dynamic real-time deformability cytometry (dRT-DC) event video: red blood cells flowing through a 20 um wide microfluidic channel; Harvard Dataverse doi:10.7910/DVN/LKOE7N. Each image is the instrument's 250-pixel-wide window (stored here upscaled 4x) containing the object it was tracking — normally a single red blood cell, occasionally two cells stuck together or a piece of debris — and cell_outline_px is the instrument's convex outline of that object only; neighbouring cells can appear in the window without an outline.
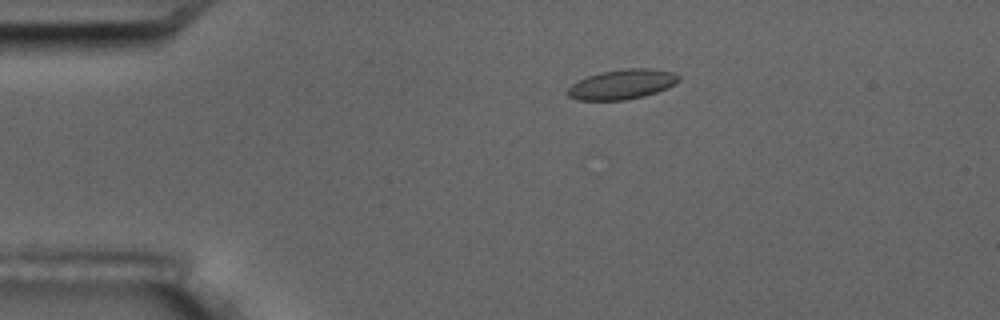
{"species": "common noctule bat (a hibernating species)", "species_latin": "Nyctalus noctula", "temperature_condition": "room temperature", "stored_images_in_passage": 5, "camera_frame_rate_fps": 3000, "um_per_image_px": 0.085, "animal": {"sex": "male", "body_mass_g": 17.5, "forearm_length_mm": 52.3}, "frame": {"image": 1, "passage_image": 1, "time_ms": 0.0, "image_size_px": [1000, 320], "cell_outline_px": [[680, 80], [676, 84], [668, 88], [644, 96], [624, 100], [576, 100], [568, 96], [564, 92], [572, 84], [588, 76], [600, 72], [624, 68], [652, 68], [672, 72], [680, 76]], "centroid_in_image_um": [52.88, 7.16], "position_along_channel_um": 32.1, "area_um2": 19.48}}
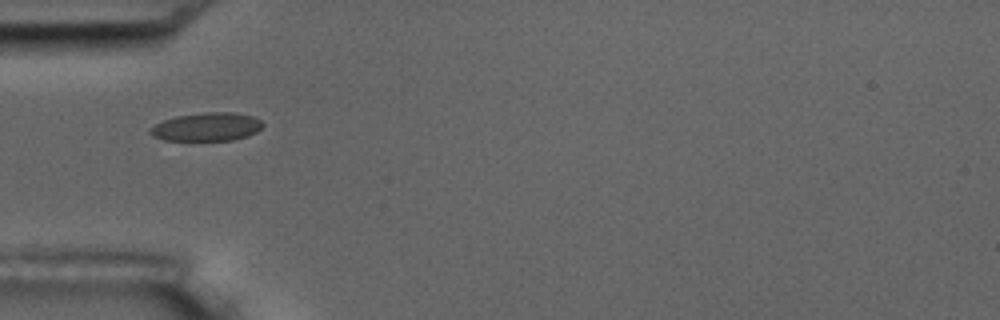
{"frame": {"image": 2, "passage_image": 3, "time_ms": 2.333, "image_size_px": [1000, 320], "cell_outline_px": [[264, 124], [256, 132], [248, 136], [232, 140], [164, 140], [152, 136], [148, 132], [148, 128], [164, 120], [176, 116], [204, 112], [232, 112], [252, 116], [260, 120]], "centroid_in_image_um": [17.55, 10.78], "position_along_channel_um": 67.4, "area_um2": 18.61}}